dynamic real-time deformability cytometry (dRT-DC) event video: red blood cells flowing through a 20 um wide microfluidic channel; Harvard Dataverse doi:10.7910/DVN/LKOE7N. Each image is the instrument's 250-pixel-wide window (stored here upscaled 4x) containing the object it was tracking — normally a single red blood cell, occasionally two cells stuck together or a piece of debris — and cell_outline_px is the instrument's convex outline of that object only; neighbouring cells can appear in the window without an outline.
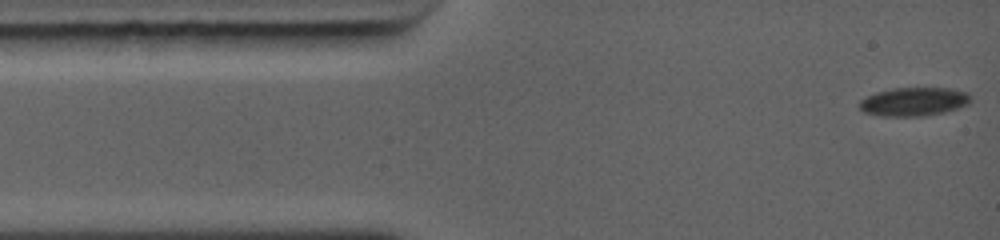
{"species": "common noctule bat (a hibernating species)", "species_latin": "Nyctalus noctula", "temperature_condition": "warm", "stored_images_in_passage": 4, "camera_frame_rate_fps": 5000, "um_per_image_px": 0.085, "animal": {"sex": "female", "body_mass_g": 19.0, "forearm_length_mm": 56.7}, "frame": {"image": 1, "passage_image": 1, "time_ms": 0.0, "image_size_px": [1000, 240], "cell_outline_px": [[972, 100], [968, 104], [944, 112], [920, 116], [884, 116], [864, 112], [860, 108], [860, 100], [876, 92], [892, 88], [948, 88], [968, 92], [972, 96]], "centroid_in_image_um": [77.71, 8.63], "position_along_channel_um": 7.3, "area_um2": 18.44}}
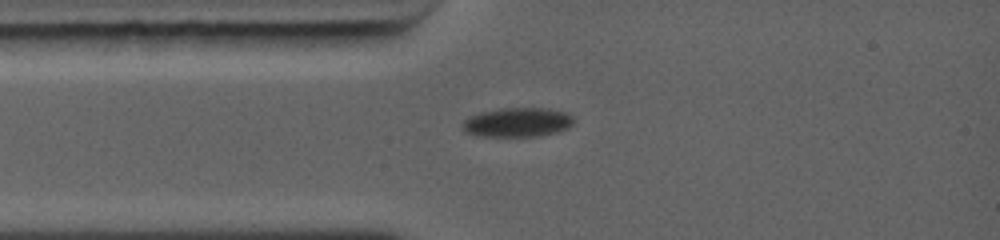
{"frame": {"image": 2, "passage_image": 4, "time_ms": 2.4, "image_size_px": [1000, 240], "cell_outline_px": [[576, 120], [568, 128], [560, 132], [540, 136], [476, 136], [464, 132], [464, 120], [468, 116], [480, 112], [500, 108], [548, 108], [564, 112], [572, 116]], "centroid_in_image_um": [44.0, 10.4], "position_along_channel_um": 41.0, "area_um2": 19.19}}